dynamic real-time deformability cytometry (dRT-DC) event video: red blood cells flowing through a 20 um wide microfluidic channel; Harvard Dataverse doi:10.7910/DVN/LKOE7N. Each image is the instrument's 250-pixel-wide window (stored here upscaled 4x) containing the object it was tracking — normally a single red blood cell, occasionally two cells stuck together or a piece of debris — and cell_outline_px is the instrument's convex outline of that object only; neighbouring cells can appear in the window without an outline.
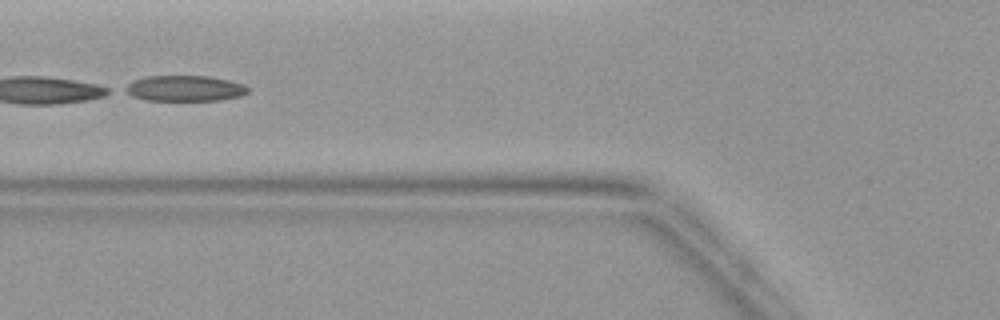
{"species": "common noctule bat (a hibernating species)", "species_latin": "Nyctalus noctula", "temperature_condition": "warm", "stored_images_in_passage": 5, "camera_frame_rate_fps": 3000, "um_per_image_px": 0.085, "animal": {"sex": "female", "body_mass_g": 19.9}, "frame": {"image": 1, "passage_image": 5, "time_ms": 4.667, "image_size_px": [1000, 320], "cell_outline_px": [[248, 92], [240, 96], [220, 100], [144, 100], [132, 96], [124, 92], [120, 88], [132, 80], [148, 76], [208, 76], [228, 80], [244, 84], [248, 88]], "centroid_in_image_um": [15.63, 7.51], "position_along_channel_um": 110.2, "area_um2": 18.55}}